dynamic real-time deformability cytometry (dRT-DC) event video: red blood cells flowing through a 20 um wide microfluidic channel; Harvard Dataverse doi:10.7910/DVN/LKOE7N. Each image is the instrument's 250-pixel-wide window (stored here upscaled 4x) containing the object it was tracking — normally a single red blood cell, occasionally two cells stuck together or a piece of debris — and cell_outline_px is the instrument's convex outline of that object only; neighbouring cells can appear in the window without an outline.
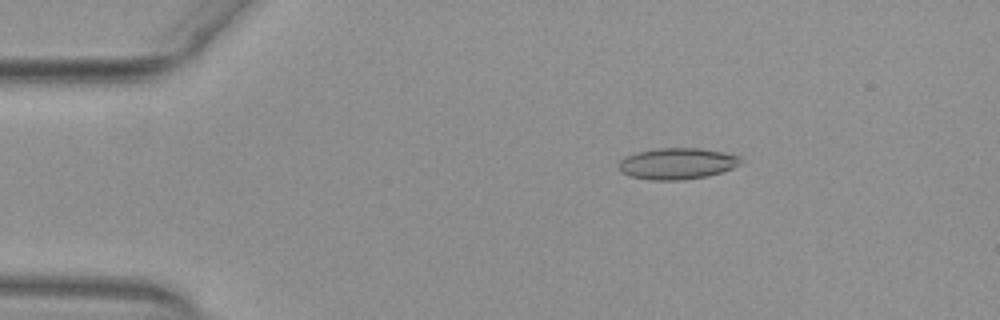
{"species": "common noctule bat (a hibernating species)", "species_latin": "Nyctalus noctula", "temperature_condition": "warm", "stored_images_in_passage": 53, "camera_frame_rate_fps": 3000, "um_per_image_px": 0.085, "animal": {"sex": "female", "body_mass_g": 29.2, "forearm_length_mm": 56.3}, "frame": {"image": 1, "passage_image": 9, "time_ms": 2.667, "image_size_px": [1000, 320], "cell_outline_px": [[744, 164], [708, 176], [680, 180], [648, 180], [628, 176], [620, 168], [620, 160], [624, 156], [636, 152], [656, 148], [700, 148], [724, 152], [740, 156], [744, 160]], "centroid_in_image_um": [57.6, 13.9], "position_along_channel_um": 27.4, "area_um2": 22.48}}
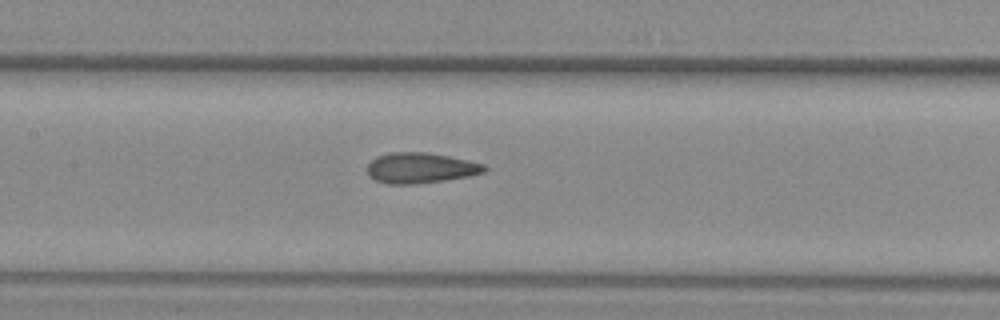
{"frame": {"image": 2, "passage_image": 25, "time_ms": 8.0, "image_size_px": [1000, 320], "cell_outline_px": [[488, 168], [484, 172], [468, 176], [444, 180], [416, 184], [388, 184], [376, 180], [368, 176], [368, 164], [376, 156], [392, 152], [424, 152], [448, 156], [468, 160], [484, 164]], "centroid_in_image_um": [35.73, 14.27], "position_along_channel_um": 171.7, "area_um2": 20.75}}
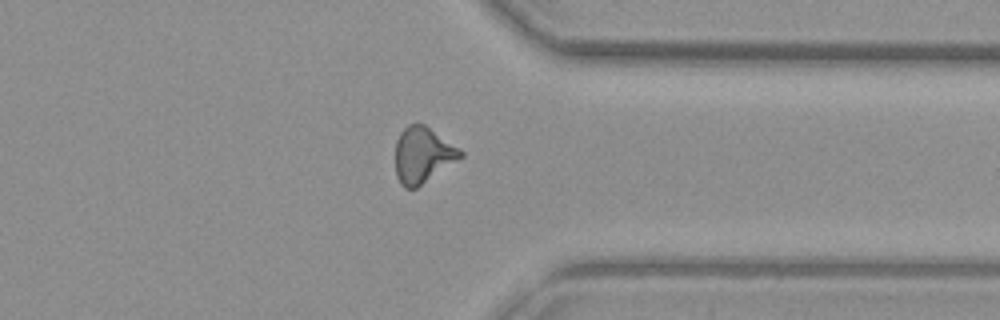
{"frame": {"image": 3, "passage_image": 41, "time_ms": 13.333, "image_size_px": [1000, 320], "cell_outline_px": [[464, 156], [416, 188], [404, 188], [400, 184], [396, 176], [396, 140], [400, 132], [408, 124], [424, 124], [460, 148], [464, 152]], "centroid_in_image_um": [35.93, 13.17], "position_along_channel_um": 375.5, "area_um2": 21.15}, "authors_computed_cell_mechanics": {"area_um2": 20.7502, "velocity_mm_per_s": 3.9124, "shape_relaxation_time_tau1_ms": null, "shape_relaxation_time_tau2_ms": 1.6869, "deformation_change_tau1": null, "deformation_change_tau2": 0.0945}}